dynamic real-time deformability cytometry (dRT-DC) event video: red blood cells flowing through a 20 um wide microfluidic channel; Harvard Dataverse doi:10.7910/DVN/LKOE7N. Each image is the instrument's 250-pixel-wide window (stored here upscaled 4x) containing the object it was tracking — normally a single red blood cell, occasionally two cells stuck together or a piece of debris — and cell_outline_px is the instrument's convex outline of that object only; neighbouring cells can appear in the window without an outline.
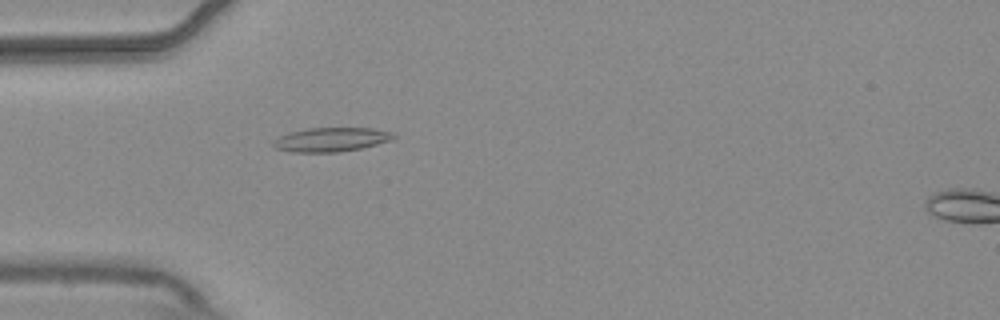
{"species": "common noctule bat (a hibernating species)", "species_latin": "Nyctalus noctula", "temperature_condition": "warm", "stored_images_in_passage": 6, "camera_frame_rate_fps": 3000, "um_per_image_px": 0.085, "animal": {"sex": "male", "body_mass_g": 20.4}, "frame": {"image": 1, "passage_image": 5, "time_ms": 1.333, "image_size_px": [1000, 320], "cell_outline_px": [[396, 136], [392, 140], [360, 148], [340, 152], [292, 152], [276, 148], [272, 144], [272, 140], [280, 136], [292, 132], [308, 128], [372, 128], [396, 132]], "centroid_in_image_um": [28.18, 11.86], "position_along_channel_um": 56.8, "area_um2": 16.88}}